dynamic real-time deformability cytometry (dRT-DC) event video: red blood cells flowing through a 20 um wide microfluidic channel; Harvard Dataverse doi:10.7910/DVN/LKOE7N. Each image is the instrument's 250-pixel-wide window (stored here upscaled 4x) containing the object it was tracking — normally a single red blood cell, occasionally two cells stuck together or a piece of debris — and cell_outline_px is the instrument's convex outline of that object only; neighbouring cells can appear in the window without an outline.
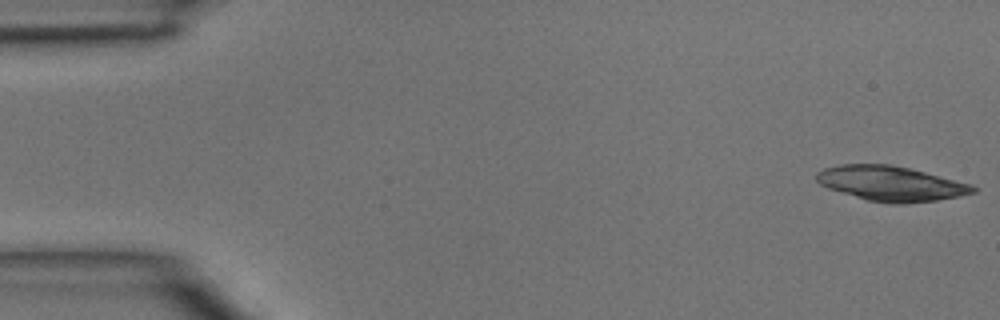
{"species": "common noctule bat (a hibernating species)", "species_latin": "Nyctalus noctula", "temperature_condition": "room temperature", "stored_images_in_passage": 17, "camera_frame_rate_fps": 3000, "um_per_image_px": 0.085, "animal": {"sex": "male", "body_mass_g": 15.6}, "frame": {"image": 1, "passage_image": 1, "time_ms": 0.0, "image_size_px": [1000, 320], "cell_outline_px": [[980, 188], [976, 192], [936, 200], [904, 204], [892, 204], [868, 200], [828, 188], [820, 184], [816, 180], [816, 172], [824, 168], [840, 164], [888, 164], [908, 168], [972, 184]], "centroid_in_image_um": [75.73, 15.6], "position_along_channel_um": 9.3, "area_um2": 31.62}}